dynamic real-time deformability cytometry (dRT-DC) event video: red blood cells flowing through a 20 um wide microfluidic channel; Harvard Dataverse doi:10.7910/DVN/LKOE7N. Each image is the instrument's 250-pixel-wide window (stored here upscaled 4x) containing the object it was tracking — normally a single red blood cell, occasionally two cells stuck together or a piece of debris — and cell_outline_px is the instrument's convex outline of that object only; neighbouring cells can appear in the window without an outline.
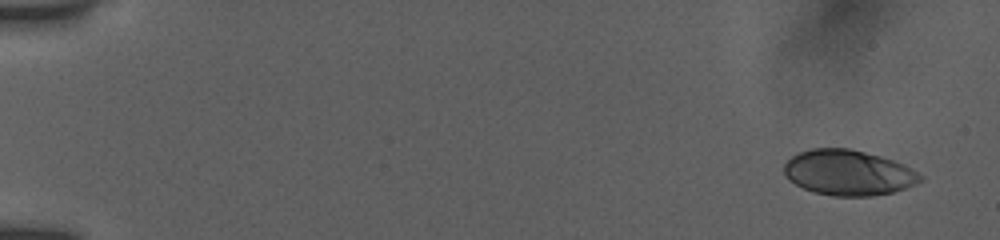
{"species": "human", "species_latin": "Homo sapiens", "temperature_condition": "room temperature", "stored_images_in_passage": 11, "camera_frame_rate_fps": 3000, "um_per_image_px": 0.085, "donor": {"sex": "female"}, "frame": {"image": 1, "passage_image": 1, "time_ms": 0.0, "image_size_px": [1000, 240], "cell_outline_px": [[924, 180], [904, 188], [892, 192], [872, 196], [832, 196], [816, 192], [804, 188], [788, 180], [784, 176], [784, 164], [792, 156], [800, 152], [812, 148], [848, 148], [880, 156], [904, 164], [920, 172], [924, 176]], "centroid_in_image_um": [72.12, 14.68], "position_along_channel_um": 12.9, "area_um2": 36.07}}
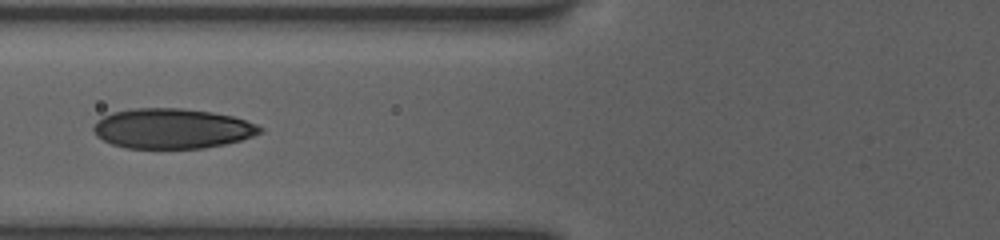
{"frame": {"image": 2, "passage_image": 8, "time_ms": 6.667, "image_size_px": [1000, 240], "cell_outline_px": [[264, 132], [240, 140], [224, 144], [204, 148], [124, 148], [112, 144], [96, 136], [92, 128], [96, 120], [112, 112], [132, 108], [180, 108], [212, 112], [232, 116], [256, 124], [264, 128]], "centroid_in_image_um": [14.61, 10.92], "position_along_channel_um": 111.2, "area_um2": 38.96}}
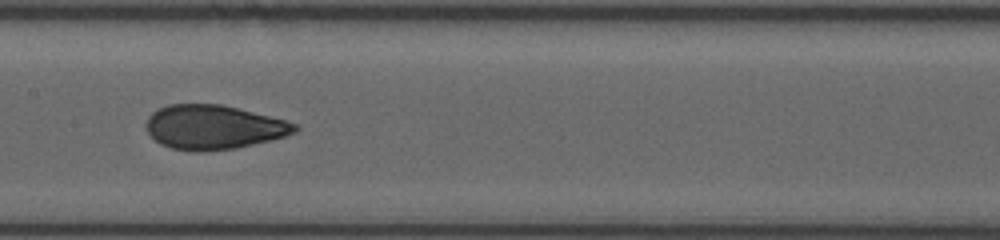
{"frame": {"image": 3, "passage_image": 10, "time_ms": 8.667, "image_size_px": [1000, 240], "cell_outline_px": [[300, 128], [296, 132], [272, 140], [236, 148], [204, 152], [196, 152], [172, 148], [160, 144], [148, 132], [144, 124], [148, 116], [152, 112], [168, 104], [220, 104], [284, 120], [296, 124]], "centroid_in_image_um": [18.12, 10.82], "position_along_channel_um": 189.3, "area_um2": 38.26}}